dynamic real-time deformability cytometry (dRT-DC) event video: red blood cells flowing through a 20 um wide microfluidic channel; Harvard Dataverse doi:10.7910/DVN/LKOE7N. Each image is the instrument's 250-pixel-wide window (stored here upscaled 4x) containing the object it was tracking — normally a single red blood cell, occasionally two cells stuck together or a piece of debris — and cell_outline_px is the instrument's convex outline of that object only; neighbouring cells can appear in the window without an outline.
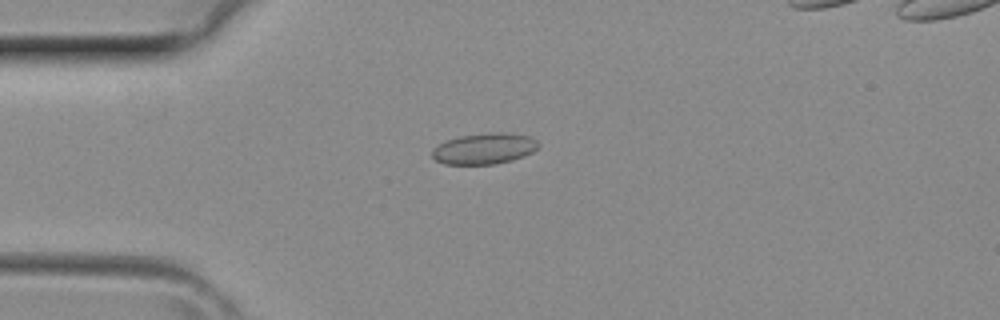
{"species": "common noctule bat (a hibernating species)", "species_latin": "Nyctalus noctula", "temperature_condition": "room temperature", "stored_images_in_passage": 2, "camera_frame_rate_fps": 3000, "um_per_image_px": 0.085, "animal": {"sex": "female", "body_mass_g": 29.2, "forearm_length_mm": 56.3}, "frame": {"image": 1, "passage_image": 2, "time_ms": 0.333, "image_size_px": [1000, 320], "cell_outline_px": [[540, 144], [532, 152], [524, 156], [512, 160], [496, 164], [444, 164], [436, 160], [432, 156], [432, 148], [448, 140], [460, 136], [492, 132], [512, 132], [532, 136]], "centroid_in_image_um": [41.2, 12.62], "position_along_channel_um": 43.8, "area_um2": 19.31}}